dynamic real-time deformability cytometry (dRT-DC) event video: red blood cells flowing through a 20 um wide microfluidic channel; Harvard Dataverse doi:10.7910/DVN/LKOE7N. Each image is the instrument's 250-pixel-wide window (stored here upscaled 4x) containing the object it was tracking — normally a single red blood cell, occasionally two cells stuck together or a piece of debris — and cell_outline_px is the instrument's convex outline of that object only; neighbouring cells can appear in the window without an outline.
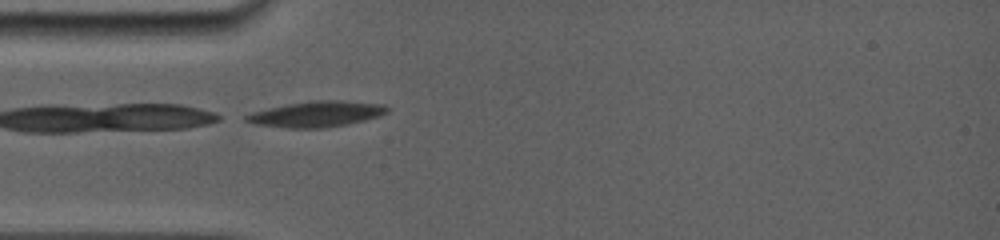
{"species": "common noctule bat (a hibernating species)", "species_latin": "Nyctalus noctula", "temperature_condition": "room temperature", "stored_images_in_passage": 2, "camera_frame_rate_fps": 5000, "um_per_image_px": 0.085, "animal": {"sex": "female", "body_mass_g": 19.0, "forearm_length_mm": 56.7}, "frame": {"image": 1, "passage_image": 1, "time_ms": 0.0, "image_size_px": [1000, 240], "cell_outline_px": [[392, 108], [388, 112], [380, 116], [364, 120], [344, 124], [320, 128], [284, 128], [252, 124], [244, 120], [244, 116], [252, 112], [288, 104], [308, 100], [340, 100], [384, 104]], "centroid_in_image_um": [26.91, 9.69], "position_along_channel_um": 58.1, "area_um2": 21.27}}